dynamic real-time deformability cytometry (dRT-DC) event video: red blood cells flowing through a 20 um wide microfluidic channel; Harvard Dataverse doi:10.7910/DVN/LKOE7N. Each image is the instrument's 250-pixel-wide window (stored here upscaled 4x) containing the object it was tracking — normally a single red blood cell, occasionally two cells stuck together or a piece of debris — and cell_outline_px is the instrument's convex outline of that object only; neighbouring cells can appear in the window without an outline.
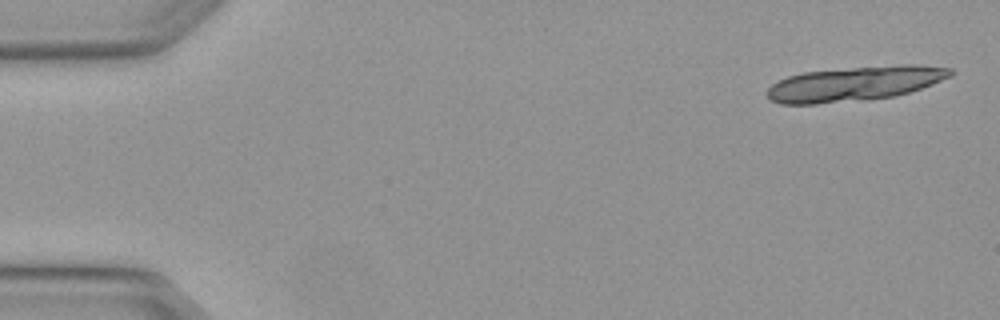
{"species": "Egyptian fruit bat (a non-hibernating species)", "species_latin": "Rousettus aegyptiacus", "temperature_condition": "warm", "stored_images_in_passage": 7, "segment_of_instrument_passage": [1, 2], "camera_frame_rate_fps": 3000, "um_per_image_px": 0.085, "animal": {"sex": "female"}, "frame": {"image": 1, "passage_image": 1, "time_ms": 0.0, "image_size_px": [1000, 320], "cell_outline_px": [[956, 72], [952, 76], [932, 84], [896, 96], [864, 100], [816, 104], [780, 104], [772, 100], [764, 92], [772, 84], [788, 76], [804, 72], [900, 64], [916, 64], [952, 68]], "centroid_in_image_um": [72.68, 7.11], "position_along_channel_um": 12.3, "area_um2": 36.99}}